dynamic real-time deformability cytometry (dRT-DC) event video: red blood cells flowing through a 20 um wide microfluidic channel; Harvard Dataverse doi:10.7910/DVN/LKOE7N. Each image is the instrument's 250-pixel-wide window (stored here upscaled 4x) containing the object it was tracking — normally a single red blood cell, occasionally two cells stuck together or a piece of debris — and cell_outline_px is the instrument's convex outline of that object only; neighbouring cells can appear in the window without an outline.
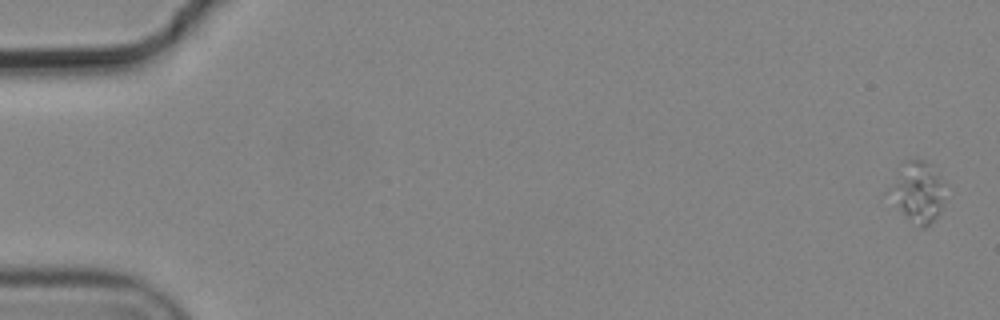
{"species": "common noctule bat (a hibernating species)", "species_latin": "Nyctalus noctula", "temperature_condition": "cold", "stored_images_in_passage": 9, "camera_frame_rate_fps": 3000, "um_per_image_px": 0.085, "animal": {"sex": "male", "body_mass_g": 19.2, "forearm_length_mm": 51.8}, "frame": {"image": 1, "passage_image": 1, "time_ms": 0.0, "image_size_px": [1000, 320], "cell_outline_px": [[944, 200], [940, 212], [924, 228], [920, 228], [904, 212], [892, 192], [892, 188], [908, 160], [924, 160], [928, 164], [936, 176]], "centroid_in_image_um": [78.09, 16.37], "position_along_channel_um": 6.9, "area_um2": 16.94}}
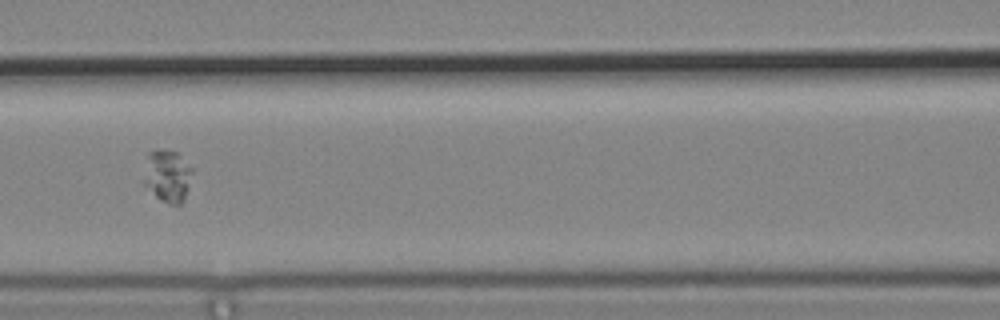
{"frame": {"image": 2, "passage_image": 8, "time_ms": 2.333, "image_size_px": [1000, 320], "cell_outline_px": [[192, 172], [188, 188], [184, 200], [180, 204], [168, 204], [160, 200], [140, 180], [148, 152], [156, 148], [180, 152], [192, 168]], "centroid_in_image_um": [14.2, 14.91], "position_along_channel_um": 152.4, "area_um2": 15.32}}
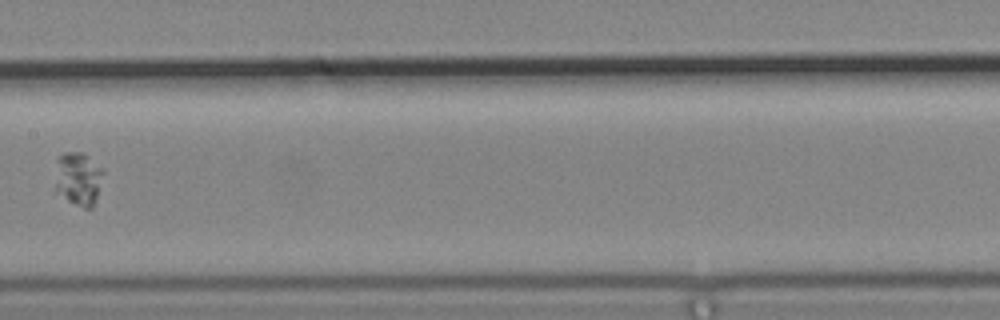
{"frame": {"image": 3, "passage_image": 9, "time_ms": 2.667, "image_size_px": [1000, 320], "cell_outline_px": [[104, 172], [96, 200], [92, 208], [84, 208], [68, 200], [56, 192], [56, 156], [64, 152], [84, 152], [104, 168]], "centroid_in_image_um": [6.67, 15.15], "position_along_channel_um": 200.7, "area_um2": 15.26}}